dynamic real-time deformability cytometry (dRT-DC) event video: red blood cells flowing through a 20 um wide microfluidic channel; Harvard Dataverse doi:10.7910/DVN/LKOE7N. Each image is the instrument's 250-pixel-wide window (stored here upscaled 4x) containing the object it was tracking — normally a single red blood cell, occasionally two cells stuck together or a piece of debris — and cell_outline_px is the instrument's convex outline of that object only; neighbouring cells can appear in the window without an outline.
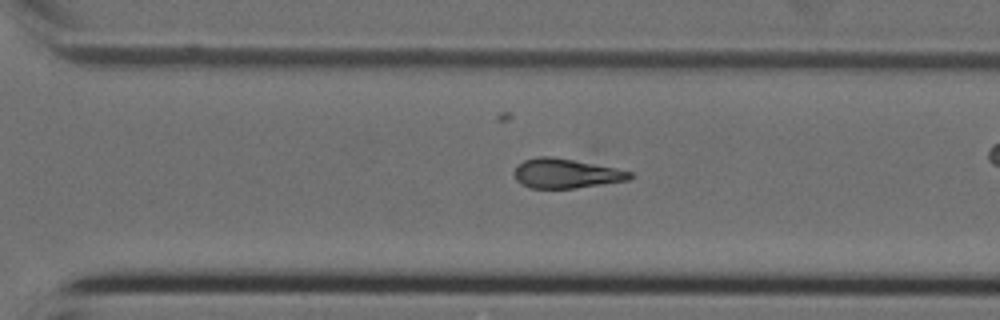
{"species": "Egyptian fruit bat (a non-hibernating species)", "species_latin": "Rousettus aegyptiacus", "temperature_condition": "cold", "stored_images_in_passage": 41, "camera_frame_rate_fps": 3000, "um_per_image_px": 0.085, "animal": {"sex": "female"}, "frame": {"image": 1, "passage_image": 29, "time_ms": 9.333, "image_size_px": [1000, 320], "cell_outline_px": [[632, 176], [628, 180], [576, 188], [528, 188], [520, 184], [516, 180], [516, 164], [524, 160], [540, 156], [552, 156], [616, 168], [632, 172]], "centroid_in_image_um": [48.08, 14.74], "position_along_channel_um": 322.5, "area_um2": 19.77}}